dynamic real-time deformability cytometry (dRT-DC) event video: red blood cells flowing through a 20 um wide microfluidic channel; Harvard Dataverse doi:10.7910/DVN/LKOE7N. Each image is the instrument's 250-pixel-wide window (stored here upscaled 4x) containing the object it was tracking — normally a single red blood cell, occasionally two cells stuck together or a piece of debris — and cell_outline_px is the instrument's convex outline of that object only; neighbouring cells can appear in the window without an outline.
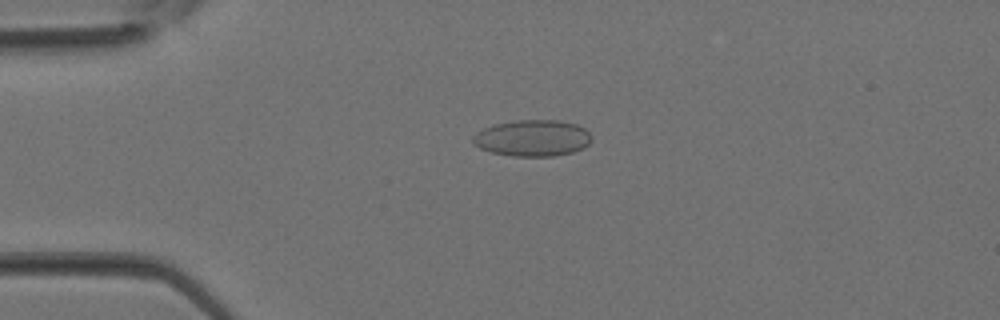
{"species": "Egyptian fruit bat (a non-hibernating species)", "species_latin": "Rousettus aegyptiacus", "temperature_condition": "room temperature", "stored_images_in_passage": 37, "camera_frame_rate_fps": 3000, "um_per_image_px": 0.085, "animal": {"sex": "female"}, "frame": {"image": 1, "passage_image": 9, "time_ms": 2.667, "image_size_px": [1000, 320], "cell_outline_px": [[592, 140], [584, 148], [572, 152], [552, 156], [512, 156], [492, 152], [480, 148], [472, 144], [472, 136], [476, 132], [492, 124], [516, 120], [556, 120], [576, 124], [584, 128], [592, 136]], "centroid_in_image_um": [45.24, 11.73], "position_along_channel_um": 39.8, "area_um2": 25.32}}
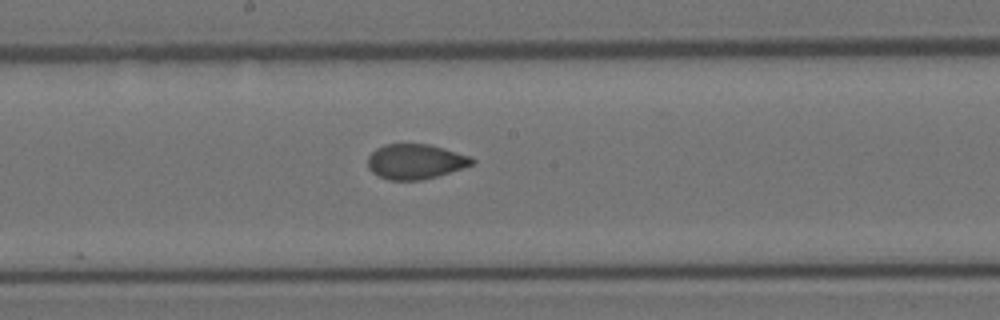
{"frame": {"image": 2, "passage_image": 20, "time_ms": 6.333, "image_size_px": [1000, 320], "cell_outline_px": [[476, 160], [472, 164], [436, 176], [420, 180], [388, 180], [372, 172], [368, 168], [368, 156], [376, 148], [384, 144], [428, 144], [444, 148], [472, 156]], "centroid_in_image_um": [35.29, 13.72], "position_along_channel_um": 212.9, "area_um2": 21.15}}
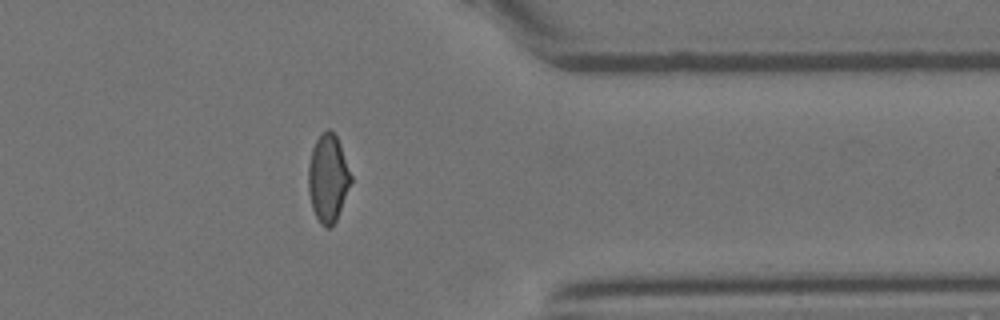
{"frame": {"image": 3, "passage_image": 30, "time_ms": 9.667, "image_size_px": [1000, 320], "cell_outline_px": [[352, 180], [336, 220], [328, 228], [320, 224], [312, 208], [308, 192], [308, 164], [312, 148], [316, 140], [328, 128], [336, 136], [340, 144], [352, 176]], "centroid_in_image_um": [27.87, 15.15], "position_along_channel_um": 383.5, "area_um2": 21.56}}